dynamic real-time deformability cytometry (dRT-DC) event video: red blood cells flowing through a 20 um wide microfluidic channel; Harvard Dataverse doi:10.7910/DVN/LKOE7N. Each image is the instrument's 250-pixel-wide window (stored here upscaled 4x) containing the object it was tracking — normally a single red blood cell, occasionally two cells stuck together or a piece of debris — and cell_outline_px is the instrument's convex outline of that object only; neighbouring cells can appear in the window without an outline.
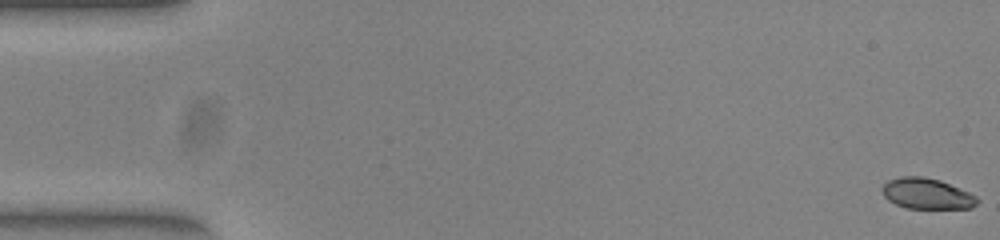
{"species": "common noctule bat (a hibernating species)", "species_latin": "Nyctalus noctula", "temperature_condition": "warm", "stored_images_in_passage": 51, "camera_frame_rate_fps": 3000, "um_per_image_px": 0.085, "animal": {"sex": "female", "body_mass_g": 23.0, "forearm_length_mm": 53.4}, "frame": {"image": 1, "passage_image": 1, "time_ms": 0.0, "image_size_px": [1000, 240], "cell_outline_px": [[980, 200], [972, 208], [908, 208], [896, 204], [888, 200], [884, 196], [880, 188], [888, 180], [900, 176], [924, 176], [940, 180], [968, 192], [976, 196]], "centroid_in_image_um": [78.76, 16.45], "position_along_channel_um": 6.2, "area_um2": 17.05}}
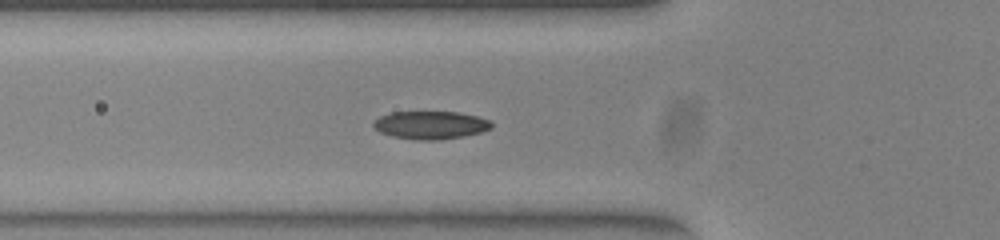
{"frame": {"image": 2, "passage_image": 19, "time_ms": 6.0, "image_size_px": [1000, 240], "cell_outline_px": [[492, 128], [480, 132], [464, 136], [440, 140], [420, 140], [392, 136], [380, 132], [372, 124], [380, 116], [392, 112], [456, 112], [476, 116], [492, 120]], "centroid_in_image_um": [36.63, 10.63], "position_along_channel_um": 89.2, "area_um2": 19.13}}
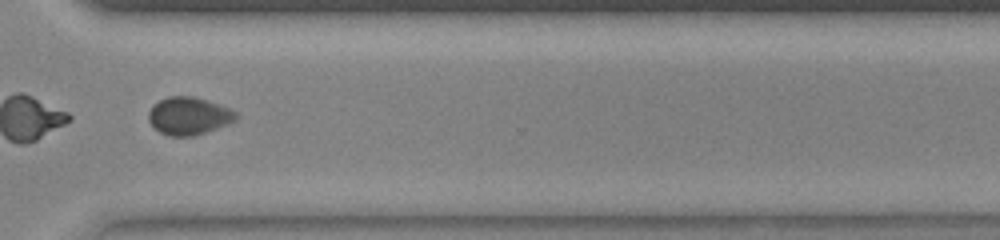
{"frame": {"image": 3, "passage_image": 39, "time_ms": 12.667, "image_size_px": [1000, 240], "cell_outline_px": [[240, 116], [236, 120], [228, 124], [192, 136], [168, 136], [160, 132], [148, 120], [148, 112], [152, 104], [168, 96], [196, 96], [232, 108]], "centroid_in_image_um": [16.07, 9.83], "position_along_channel_um": 354.5, "area_um2": 19.42}, "authors_computed_cell_mechanics": {"area_um2": 18.4382, "velocity_mm_per_s": 3.9234, "shape_relaxation_time_tau1_ms": 5.3159, "shape_relaxation_time_tau2_ms": 0.7829, "deformation_change_tau1": 0.2647, "deformation_change_tau2": 0.0458}}